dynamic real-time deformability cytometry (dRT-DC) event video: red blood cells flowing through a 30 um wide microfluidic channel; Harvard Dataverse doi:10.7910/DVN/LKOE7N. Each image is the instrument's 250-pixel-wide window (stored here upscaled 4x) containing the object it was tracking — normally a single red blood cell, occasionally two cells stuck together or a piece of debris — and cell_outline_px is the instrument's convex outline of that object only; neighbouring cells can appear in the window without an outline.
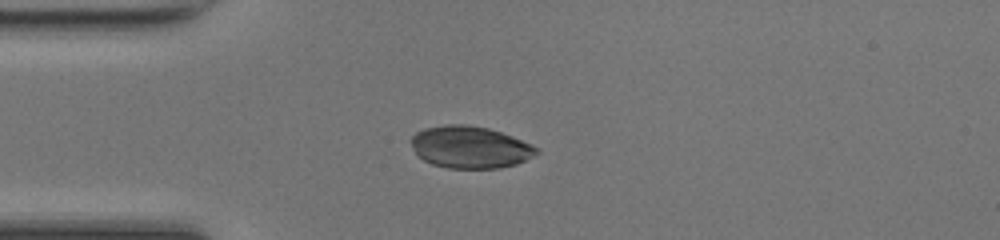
{"species": "common noctule bat (a hibernating species)", "species_latin": "Nyctalus noctula", "temperature_condition": "room temperature", "stored_images_in_passage": 36, "camera_frame_rate_fps": 3000, "um_per_image_px": 0.085, "animal": {"sex": "female", "body_mass_g": 17.0, "forearm_length_mm": 48.0}, "frame": {"image": 1, "passage_image": 1, "time_ms": 0.0, "image_size_px": [1000, 240], "cell_outline_px": [[540, 152], [516, 164], [500, 168], [448, 168], [432, 164], [424, 160], [416, 152], [408, 140], [416, 132], [424, 128], [444, 124], [468, 124], [488, 128], [512, 136], [532, 144]], "centroid_in_image_um": [39.93, 12.49], "position_along_channel_um": 45.1, "area_um2": 30.75}}
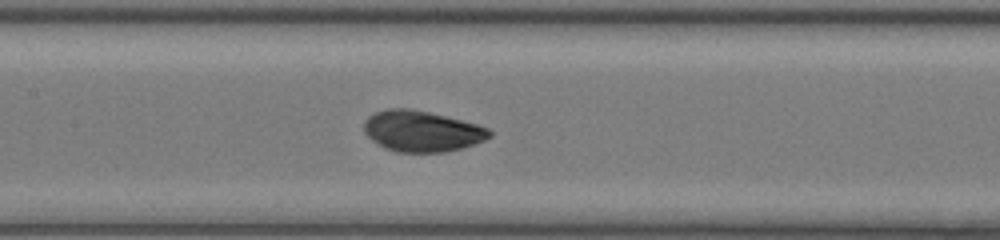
{"frame": {"image": 2, "passage_image": 11, "time_ms": 3.333, "image_size_px": [1000, 240], "cell_outline_px": [[492, 136], [484, 140], [464, 148], [444, 152], [396, 152], [384, 148], [372, 140], [364, 132], [364, 120], [368, 116], [376, 112], [388, 108], [408, 108], [428, 112], [476, 124], [488, 128], [492, 132]], "centroid_in_image_um": [35.84, 11.16], "position_along_channel_um": 171.6, "area_um2": 29.88}}
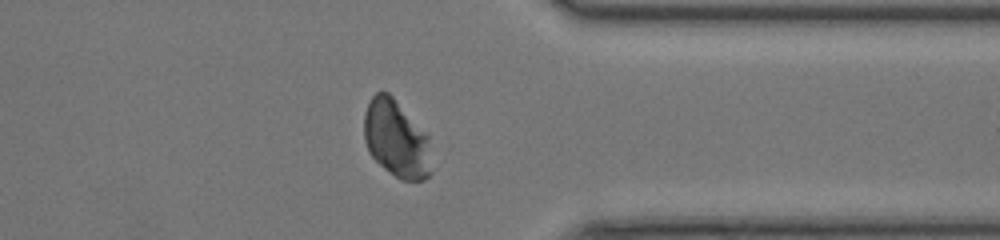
{"frame": {"image": 3, "passage_image": 26, "time_ms": 8.333, "image_size_px": [1000, 240], "cell_outline_px": [[432, 172], [424, 180], [400, 180], [384, 168], [368, 152], [364, 140], [364, 112], [372, 96], [376, 92], [388, 92], [392, 96], [428, 136]], "centroid_in_image_um": [33.67, 11.82], "position_along_channel_um": 377.7, "area_um2": 30.17}}